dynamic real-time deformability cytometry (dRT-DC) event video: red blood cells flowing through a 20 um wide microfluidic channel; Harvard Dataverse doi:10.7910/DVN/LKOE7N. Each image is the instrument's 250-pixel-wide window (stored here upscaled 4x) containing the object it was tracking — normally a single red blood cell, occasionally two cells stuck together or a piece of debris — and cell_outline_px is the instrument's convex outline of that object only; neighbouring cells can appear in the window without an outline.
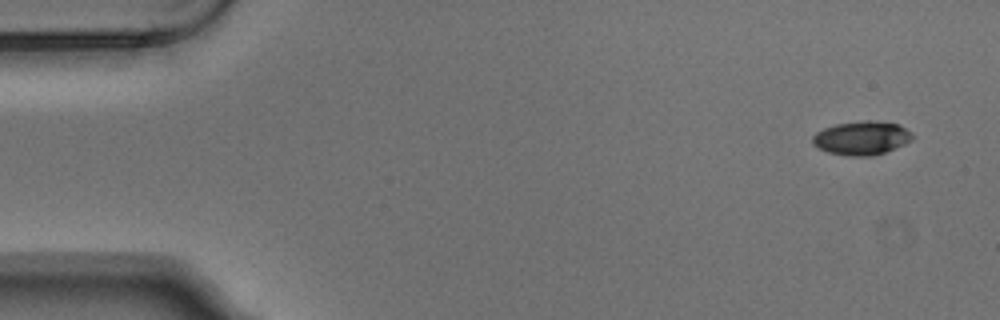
{"species": "Egyptian fruit bat (a non-hibernating species)", "species_latin": "Rousettus aegyptiacus", "temperature_condition": "warm", "stored_images_in_passage": 7, "camera_frame_rate_fps": 3000, "um_per_image_px": 0.085, "animal": {"sex": "male"}, "frame": {"image": 1, "passage_image": 1, "time_ms": 0.0, "image_size_px": [1000, 320], "cell_outline_px": [[912, 140], [904, 144], [884, 152], [872, 156], [848, 156], [828, 152], [812, 144], [812, 136], [816, 132], [824, 128], [836, 124], [868, 120], [900, 124], [912, 132]], "centroid_in_image_um": [73.24, 11.73], "position_along_channel_um": 11.8, "area_um2": 19.54}}
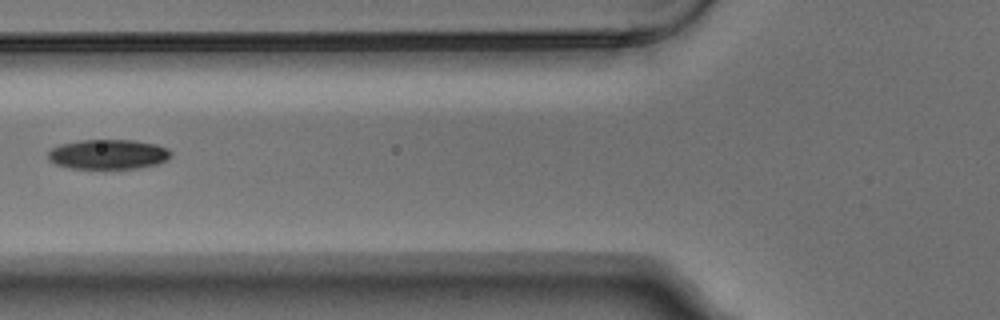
{"frame": {"image": 2, "passage_image": 6, "time_ms": 1.667, "image_size_px": [1000, 320], "cell_outline_px": [[172, 152], [164, 160], [156, 164], [140, 168], [68, 168], [56, 164], [48, 160], [48, 152], [52, 148], [60, 144], [80, 140], [132, 140], [156, 144], [168, 148]], "centroid_in_image_um": [9.16, 13.11], "position_along_channel_um": 116.6, "area_um2": 21.21}}
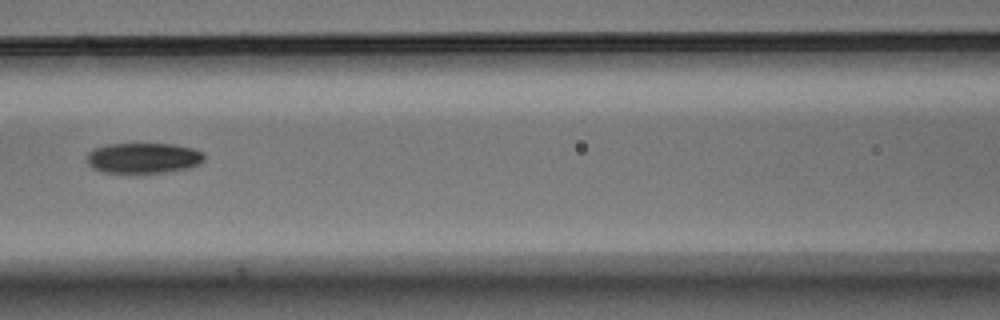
{"frame": {"image": 3, "passage_image": 7, "time_ms": 2.0, "image_size_px": [1000, 320], "cell_outline_px": [[204, 160], [200, 164], [188, 168], [172, 172], [104, 172], [92, 168], [88, 164], [88, 152], [92, 148], [108, 144], [172, 144], [192, 148], [204, 152]], "centroid_in_image_um": [12.21, 13.43], "position_along_channel_um": 154.4, "area_um2": 20.87}}